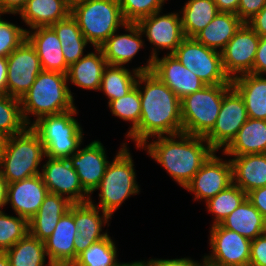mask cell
<instances>
[{"instance_id": "1", "label": "cell", "mask_w": 266, "mask_h": 266, "mask_svg": "<svg viewBox=\"0 0 266 266\" xmlns=\"http://www.w3.org/2000/svg\"><path fill=\"white\" fill-rule=\"evenodd\" d=\"M136 87L140 94L141 117L138 127L128 136L136 147L152 137L182 133L180 99L176 94L151 71L138 75Z\"/></svg>"}, {"instance_id": "2", "label": "cell", "mask_w": 266, "mask_h": 266, "mask_svg": "<svg viewBox=\"0 0 266 266\" xmlns=\"http://www.w3.org/2000/svg\"><path fill=\"white\" fill-rule=\"evenodd\" d=\"M155 138L137 148L147 150L150 157L183 188L215 151L204 137L183 132Z\"/></svg>"}, {"instance_id": "3", "label": "cell", "mask_w": 266, "mask_h": 266, "mask_svg": "<svg viewBox=\"0 0 266 266\" xmlns=\"http://www.w3.org/2000/svg\"><path fill=\"white\" fill-rule=\"evenodd\" d=\"M67 74L42 70L31 88L20 98L22 116L25 123L31 126L46 115H56L75 108L73 94L68 87Z\"/></svg>"}, {"instance_id": "4", "label": "cell", "mask_w": 266, "mask_h": 266, "mask_svg": "<svg viewBox=\"0 0 266 266\" xmlns=\"http://www.w3.org/2000/svg\"><path fill=\"white\" fill-rule=\"evenodd\" d=\"M71 16L94 48H99L125 21L118 0H74Z\"/></svg>"}, {"instance_id": "5", "label": "cell", "mask_w": 266, "mask_h": 266, "mask_svg": "<svg viewBox=\"0 0 266 266\" xmlns=\"http://www.w3.org/2000/svg\"><path fill=\"white\" fill-rule=\"evenodd\" d=\"M46 157L38 134L28 126L23 132L7 138L0 156V171L7 183L41 174L38 166Z\"/></svg>"}, {"instance_id": "6", "label": "cell", "mask_w": 266, "mask_h": 266, "mask_svg": "<svg viewBox=\"0 0 266 266\" xmlns=\"http://www.w3.org/2000/svg\"><path fill=\"white\" fill-rule=\"evenodd\" d=\"M122 144V148L112 162H109L105 174L96 188V190H100L99 204H94L91 198L89 200L93 206L101 208V211L111 217L128 197L140 193L132 156L127 145Z\"/></svg>"}, {"instance_id": "7", "label": "cell", "mask_w": 266, "mask_h": 266, "mask_svg": "<svg viewBox=\"0 0 266 266\" xmlns=\"http://www.w3.org/2000/svg\"><path fill=\"white\" fill-rule=\"evenodd\" d=\"M76 107L70 111L46 115L31 124L45 148L46 157L68 159L83 142V129L73 117Z\"/></svg>"}, {"instance_id": "8", "label": "cell", "mask_w": 266, "mask_h": 266, "mask_svg": "<svg viewBox=\"0 0 266 266\" xmlns=\"http://www.w3.org/2000/svg\"><path fill=\"white\" fill-rule=\"evenodd\" d=\"M231 84L206 85L180 100L182 132L205 137L214 127Z\"/></svg>"}, {"instance_id": "9", "label": "cell", "mask_w": 266, "mask_h": 266, "mask_svg": "<svg viewBox=\"0 0 266 266\" xmlns=\"http://www.w3.org/2000/svg\"><path fill=\"white\" fill-rule=\"evenodd\" d=\"M172 54L206 85L231 84L223 68L221 52L194 38L186 37Z\"/></svg>"}, {"instance_id": "10", "label": "cell", "mask_w": 266, "mask_h": 266, "mask_svg": "<svg viewBox=\"0 0 266 266\" xmlns=\"http://www.w3.org/2000/svg\"><path fill=\"white\" fill-rule=\"evenodd\" d=\"M209 241L206 266H249L251 240L218 224L211 227Z\"/></svg>"}, {"instance_id": "11", "label": "cell", "mask_w": 266, "mask_h": 266, "mask_svg": "<svg viewBox=\"0 0 266 266\" xmlns=\"http://www.w3.org/2000/svg\"><path fill=\"white\" fill-rule=\"evenodd\" d=\"M248 118L242 97L232 87L223 96L216 123L204 138L215 151H223L237 136Z\"/></svg>"}, {"instance_id": "12", "label": "cell", "mask_w": 266, "mask_h": 266, "mask_svg": "<svg viewBox=\"0 0 266 266\" xmlns=\"http://www.w3.org/2000/svg\"><path fill=\"white\" fill-rule=\"evenodd\" d=\"M42 71L34 46L25 39L7 57L6 94L20 99L32 86Z\"/></svg>"}, {"instance_id": "13", "label": "cell", "mask_w": 266, "mask_h": 266, "mask_svg": "<svg viewBox=\"0 0 266 266\" xmlns=\"http://www.w3.org/2000/svg\"><path fill=\"white\" fill-rule=\"evenodd\" d=\"M259 40L260 36L243 23L221 51L224 71L231 80L253 70Z\"/></svg>"}, {"instance_id": "14", "label": "cell", "mask_w": 266, "mask_h": 266, "mask_svg": "<svg viewBox=\"0 0 266 266\" xmlns=\"http://www.w3.org/2000/svg\"><path fill=\"white\" fill-rule=\"evenodd\" d=\"M161 11L140 19L136 24L141 32L146 35L148 41L155 46L151 51V57L158 56V50H170L172 54L180 43L186 38L182 28L179 13L160 15ZM158 49V50H157Z\"/></svg>"}, {"instance_id": "15", "label": "cell", "mask_w": 266, "mask_h": 266, "mask_svg": "<svg viewBox=\"0 0 266 266\" xmlns=\"http://www.w3.org/2000/svg\"><path fill=\"white\" fill-rule=\"evenodd\" d=\"M42 165L41 176L48 192L54 193L73 203L89 202V195L81 186L79 177L68 159L51 158ZM67 195V196H66Z\"/></svg>"}, {"instance_id": "16", "label": "cell", "mask_w": 266, "mask_h": 266, "mask_svg": "<svg viewBox=\"0 0 266 266\" xmlns=\"http://www.w3.org/2000/svg\"><path fill=\"white\" fill-rule=\"evenodd\" d=\"M214 151L194 175L185 189L194 193L195 201L216 196L233 183L232 164L230 159L222 160Z\"/></svg>"}, {"instance_id": "17", "label": "cell", "mask_w": 266, "mask_h": 266, "mask_svg": "<svg viewBox=\"0 0 266 266\" xmlns=\"http://www.w3.org/2000/svg\"><path fill=\"white\" fill-rule=\"evenodd\" d=\"M105 149L100 141H92L79 149L68 160L76 171L81 186L90 195L99 186L109 164Z\"/></svg>"}, {"instance_id": "18", "label": "cell", "mask_w": 266, "mask_h": 266, "mask_svg": "<svg viewBox=\"0 0 266 266\" xmlns=\"http://www.w3.org/2000/svg\"><path fill=\"white\" fill-rule=\"evenodd\" d=\"M151 72L165 83L180 100L206 86L198 76L184 67L173 54L167 53L162 58L155 57Z\"/></svg>"}, {"instance_id": "19", "label": "cell", "mask_w": 266, "mask_h": 266, "mask_svg": "<svg viewBox=\"0 0 266 266\" xmlns=\"http://www.w3.org/2000/svg\"><path fill=\"white\" fill-rule=\"evenodd\" d=\"M78 233L74 222V204L60 218L52 235L45 243L47 266H71L75 261L74 239Z\"/></svg>"}, {"instance_id": "20", "label": "cell", "mask_w": 266, "mask_h": 266, "mask_svg": "<svg viewBox=\"0 0 266 266\" xmlns=\"http://www.w3.org/2000/svg\"><path fill=\"white\" fill-rule=\"evenodd\" d=\"M99 210L90 202L74 204V222L78 230L74 239L75 260L90 245L108 236L107 232H102V226L108 223L111 216L103 211L100 215Z\"/></svg>"}, {"instance_id": "21", "label": "cell", "mask_w": 266, "mask_h": 266, "mask_svg": "<svg viewBox=\"0 0 266 266\" xmlns=\"http://www.w3.org/2000/svg\"><path fill=\"white\" fill-rule=\"evenodd\" d=\"M48 189L40 174L8 184L7 204L17 216L29 221L40 209Z\"/></svg>"}, {"instance_id": "22", "label": "cell", "mask_w": 266, "mask_h": 266, "mask_svg": "<svg viewBox=\"0 0 266 266\" xmlns=\"http://www.w3.org/2000/svg\"><path fill=\"white\" fill-rule=\"evenodd\" d=\"M27 39L34 46L40 60L42 70L68 73L61 42L50 27H37L27 30Z\"/></svg>"}, {"instance_id": "23", "label": "cell", "mask_w": 266, "mask_h": 266, "mask_svg": "<svg viewBox=\"0 0 266 266\" xmlns=\"http://www.w3.org/2000/svg\"><path fill=\"white\" fill-rule=\"evenodd\" d=\"M124 29L129 34L113 33L99 48L108 65L124 66L143 47V33L136 23H127Z\"/></svg>"}, {"instance_id": "24", "label": "cell", "mask_w": 266, "mask_h": 266, "mask_svg": "<svg viewBox=\"0 0 266 266\" xmlns=\"http://www.w3.org/2000/svg\"><path fill=\"white\" fill-rule=\"evenodd\" d=\"M72 204L67 197L49 192L38 212L28 221L29 233L33 237L45 241L52 235L58 221Z\"/></svg>"}, {"instance_id": "25", "label": "cell", "mask_w": 266, "mask_h": 266, "mask_svg": "<svg viewBox=\"0 0 266 266\" xmlns=\"http://www.w3.org/2000/svg\"><path fill=\"white\" fill-rule=\"evenodd\" d=\"M232 87L242 97L249 118L266 120V78L246 73L231 80Z\"/></svg>"}, {"instance_id": "26", "label": "cell", "mask_w": 266, "mask_h": 266, "mask_svg": "<svg viewBox=\"0 0 266 266\" xmlns=\"http://www.w3.org/2000/svg\"><path fill=\"white\" fill-rule=\"evenodd\" d=\"M70 13V0H28L19 15L31 30L51 26L66 19Z\"/></svg>"}, {"instance_id": "27", "label": "cell", "mask_w": 266, "mask_h": 266, "mask_svg": "<svg viewBox=\"0 0 266 266\" xmlns=\"http://www.w3.org/2000/svg\"><path fill=\"white\" fill-rule=\"evenodd\" d=\"M230 161L233 183L246 194L266 186V153L236 156Z\"/></svg>"}, {"instance_id": "28", "label": "cell", "mask_w": 266, "mask_h": 266, "mask_svg": "<svg viewBox=\"0 0 266 266\" xmlns=\"http://www.w3.org/2000/svg\"><path fill=\"white\" fill-rule=\"evenodd\" d=\"M149 57L145 66L135 68L132 72L125 66L107 65L104 68L99 91L108 97V103L127 95L136 86L138 75L152 70L153 58Z\"/></svg>"}, {"instance_id": "29", "label": "cell", "mask_w": 266, "mask_h": 266, "mask_svg": "<svg viewBox=\"0 0 266 266\" xmlns=\"http://www.w3.org/2000/svg\"><path fill=\"white\" fill-rule=\"evenodd\" d=\"M222 153L233 157L266 153V120L248 118Z\"/></svg>"}, {"instance_id": "30", "label": "cell", "mask_w": 266, "mask_h": 266, "mask_svg": "<svg viewBox=\"0 0 266 266\" xmlns=\"http://www.w3.org/2000/svg\"><path fill=\"white\" fill-rule=\"evenodd\" d=\"M95 51L84 55L69 66L67 73L68 82L83 89L99 91L102 74L108 64L102 50L95 48Z\"/></svg>"}, {"instance_id": "31", "label": "cell", "mask_w": 266, "mask_h": 266, "mask_svg": "<svg viewBox=\"0 0 266 266\" xmlns=\"http://www.w3.org/2000/svg\"><path fill=\"white\" fill-rule=\"evenodd\" d=\"M243 23L237 14L219 12L193 38L206 47L221 52Z\"/></svg>"}, {"instance_id": "32", "label": "cell", "mask_w": 266, "mask_h": 266, "mask_svg": "<svg viewBox=\"0 0 266 266\" xmlns=\"http://www.w3.org/2000/svg\"><path fill=\"white\" fill-rule=\"evenodd\" d=\"M223 228L237 232L249 240L264 234L266 222L248 198L232 211L221 223Z\"/></svg>"}, {"instance_id": "33", "label": "cell", "mask_w": 266, "mask_h": 266, "mask_svg": "<svg viewBox=\"0 0 266 266\" xmlns=\"http://www.w3.org/2000/svg\"><path fill=\"white\" fill-rule=\"evenodd\" d=\"M61 42L66 63L70 66L84 55V49L89 43L82 34L77 21L71 14L64 20L50 26Z\"/></svg>"}, {"instance_id": "34", "label": "cell", "mask_w": 266, "mask_h": 266, "mask_svg": "<svg viewBox=\"0 0 266 266\" xmlns=\"http://www.w3.org/2000/svg\"><path fill=\"white\" fill-rule=\"evenodd\" d=\"M179 13L182 14L185 37L193 38L214 19L219 10L213 0H188Z\"/></svg>"}, {"instance_id": "35", "label": "cell", "mask_w": 266, "mask_h": 266, "mask_svg": "<svg viewBox=\"0 0 266 266\" xmlns=\"http://www.w3.org/2000/svg\"><path fill=\"white\" fill-rule=\"evenodd\" d=\"M5 253L10 266H46L45 243L29 232Z\"/></svg>"}, {"instance_id": "36", "label": "cell", "mask_w": 266, "mask_h": 266, "mask_svg": "<svg viewBox=\"0 0 266 266\" xmlns=\"http://www.w3.org/2000/svg\"><path fill=\"white\" fill-rule=\"evenodd\" d=\"M115 242L108 235L106 238L93 243L77 256L71 266H123L118 262Z\"/></svg>"}, {"instance_id": "37", "label": "cell", "mask_w": 266, "mask_h": 266, "mask_svg": "<svg viewBox=\"0 0 266 266\" xmlns=\"http://www.w3.org/2000/svg\"><path fill=\"white\" fill-rule=\"evenodd\" d=\"M246 198L247 194L239 186L232 183L216 196L205 202L208 212L215 215V220H213L211 226L220 224Z\"/></svg>"}, {"instance_id": "38", "label": "cell", "mask_w": 266, "mask_h": 266, "mask_svg": "<svg viewBox=\"0 0 266 266\" xmlns=\"http://www.w3.org/2000/svg\"><path fill=\"white\" fill-rule=\"evenodd\" d=\"M27 127L20 99L0 93V132L10 137L23 132Z\"/></svg>"}, {"instance_id": "39", "label": "cell", "mask_w": 266, "mask_h": 266, "mask_svg": "<svg viewBox=\"0 0 266 266\" xmlns=\"http://www.w3.org/2000/svg\"><path fill=\"white\" fill-rule=\"evenodd\" d=\"M111 113L123 121L132 123L127 137L138 127L141 117V100L139 89L135 86L127 95L108 103Z\"/></svg>"}, {"instance_id": "40", "label": "cell", "mask_w": 266, "mask_h": 266, "mask_svg": "<svg viewBox=\"0 0 266 266\" xmlns=\"http://www.w3.org/2000/svg\"><path fill=\"white\" fill-rule=\"evenodd\" d=\"M28 232V221L25 218L10 216L0 210V252L11 248Z\"/></svg>"}, {"instance_id": "41", "label": "cell", "mask_w": 266, "mask_h": 266, "mask_svg": "<svg viewBox=\"0 0 266 266\" xmlns=\"http://www.w3.org/2000/svg\"><path fill=\"white\" fill-rule=\"evenodd\" d=\"M127 23H137L140 19L162 10L166 0H118Z\"/></svg>"}, {"instance_id": "42", "label": "cell", "mask_w": 266, "mask_h": 266, "mask_svg": "<svg viewBox=\"0 0 266 266\" xmlns=\"http://www.w3.org/2000/svg\"><path fill=\"white\" fill-rule=\"evenodd\" d=\"M0 14V57H8L25 39L27 29L5 21Z\"/></svg>"}, {"instance_id": "43", "label": "cell", "mask_w": 266, "mask_h": 266, "mask_svg": "<svg viewBox=\"0 0 266 266\" xmlns=\"http://www.w3.org/2000/svg\"><path fill=\"white\" fill-rule=\"evenodd\" d=\"M249 266H266V234L251 241Z\"/></svg>"}, {"instance_id": "44", "label": "cell", "mask_w": 266, "mask_h": 266, "mask_svg": "<svg viewBox=\"0 0 266 266\" xmlns=\"http://www.w3.org/2000/svg\"><path fill=\"white\" fill-rule=\"evenodd\" d=\"M266 5V0H239L237 16L247 23Z\"/></svg>"}, {"instance_id": "45", "label": "cell", "mask_w": 266, "mask_h": 266, "mask_svg": "<svg viewBox=\"0 0 266 266\" xmlns=\"http://www.w3.org/2000/svg\"><path fill=\"white\" fill-rule=\"evenodd\" d=\"M142 266H206L204 258L201 263L191 258H175V259H150L147 262L140 261Z\"/></svg>"}, {"instance_id": "46", "label": "cell", "mask_w": 266, "mask_h": 266, "mask_svg": "<svg viewBox=\"0 0 266 266\" xmlns=\"http://www.w3.org/2000/svg\"><path fill=\"white\" fill-rule=\"evenodd\" d=\"M250 73L256 75L266 74V36L260 37L254 60L253 70Z\"/></svg>"}, {"instance_id": "47", "label": "cell", "mask_w": 266, "mask_h": 266, "mask_svg": "<svg viewBox=\"0 0 266 266\" xmlns=\"http://www.w3.org/2000/svg\"><path fill=\"white\" fill-rule=\"evenodd\" d=\"M247 198L262 214L266 222V186L252 190L247 194Z\"/></svg>"}, {"instance_id": "48", "label": "cell", "mask_w": 266, "mask_h": 266, "mask_svg": "<svg viewBox=\"0 0 266 266\" xmlns=\"http://www.w3.org/2000/svg\"><path fill=\"white\" fill-rule=\"evenodd\" d=\"M247 24L260 36H266V5Z\"/></svg>"}, {"instance_id": "49", "label": "cell", "mask_w": 266, "mask_h": 266, "mask_svg": "<svg viewBox=\"0 0 266 266\" xmlns=\"http://www.w3.org/2000/svg\"><path fill=\"white\" fill-rule=\"evenodd\" d=\"M28 0H0V14H20Z\"/></svg>"}, {"instance_id": "50", "label": "cell", "mask_w": 266, "mask_h": 266, "mask_svg": "<svg viewBox=\"0 0 266 266\" xmlns=\"http://www.w3.org/2000/svg\"><path fill=\"white\" fill-rule=\"evenodd\" d=\"M216 3V6L219 12L225 13H237L239 7V0H213Z\"/></svg>"}, {"instance_id": "51", "label": "cell", "mask_w": 266, "mask_h": 266, "mask_svg": "<svg viewBox=\"0 0 266 266\" xmlns=\"http://www.w3.org/2000/svg\"><path fill=\"white\" fill-rule=\"evenodd\" d=\"M7 57H0V93H6Z\"/></svg>"}, {"instance_id": "52", "label": "cell", "mask_w": 266, "mask_h": 266, "mask_svg": "<svg viewBox=\"0 0 266 266\" xmlns=\"http://www.w3.org/2000/svg\"><path fill=\"white\" fill-rule=\"evenodd\" d=\"M8 183L0 171V210L7 205Z\"/></svg>"}, {"instance_id": "53", "label": "cell", "mask_w": 266, "mask_h": 266, "mask_svg": "<svg viewBox=\"0 0 266 266\" xmlns=\"http://www.w3.org/2000/svg\"><path fill=\"white\" fill-rule=\"evenodd\" d=\"M0 266H10L8 256L5 252H0Z\"/></svg>"}, {"instance_id": "54", "label": "cell", "mask_w": 266, "mask_h": 266, "mask_svg": "<svg viewBox=\"0 0 266 266\" xmlns=\"http://www.w3.org/2000/svg\"><path fill=\"white\" fill-rule=\"evenodd\" d=\"M7 138L8 137L5 134L0 132V156H1L2 152H3V150H4Z\"/></svg>"}, {"instance_id": "55", "label": "cell", "mask_w": 266, "mask_h": 266, "mask_svg": "<svg viewBox=\"0 0 266 266\" xmlns=\"http://www.w3.org/2000/svg\"><path fill=\"white\" fill-rule=\"evenodd\" d=\"M123 266H142L140 261H135L132 263H125Z\"/></svg>"}]
</instances>
